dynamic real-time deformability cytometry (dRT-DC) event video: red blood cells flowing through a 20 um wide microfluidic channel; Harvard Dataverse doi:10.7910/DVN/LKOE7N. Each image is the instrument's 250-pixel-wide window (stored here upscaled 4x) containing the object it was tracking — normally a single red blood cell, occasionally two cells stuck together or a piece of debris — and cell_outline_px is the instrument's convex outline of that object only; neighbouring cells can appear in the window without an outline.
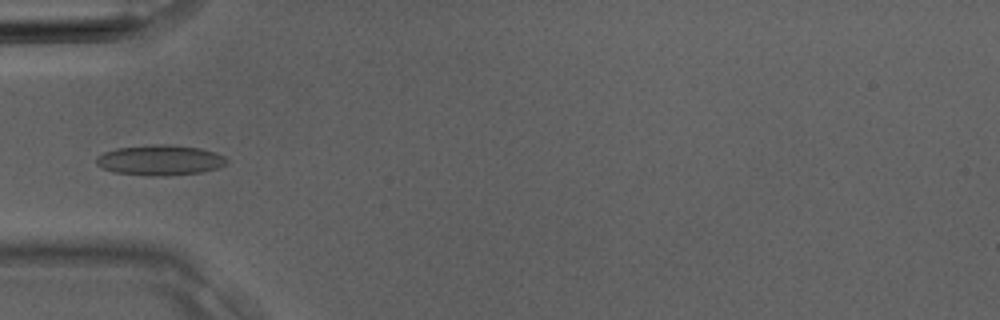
{"species": "Egyptian fruit bat (a non-hibernating species)", "species_latin": "Rousettus aegyptiacus", "temperature_condition": "room temperature", "stored_images_in_passage": 5, "camera_frame_rate_fps": 3000, "um_per_image_px": 0.085, "animal": {"sex": "male"}, "frame": {"image": 1, "passage_image": 5, "time_ms": 1.333, "image_size_px": [1000, 320], "cell_outline_px": [[228, 164], [216, 168], [200, 172], [164, 176], [148, 176], [112, 172], [100, 168], [96, 164], [96, 156], [104, 152], [116, 148], [156, 144], [164, 144], [200, 148], [216, 152], [224, 156], [228, 160]], "centroid_in_image_um": [13.57, 13.62], "position_along_channel_um": 71.4, "area_um2": 23.24}}